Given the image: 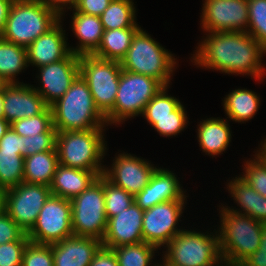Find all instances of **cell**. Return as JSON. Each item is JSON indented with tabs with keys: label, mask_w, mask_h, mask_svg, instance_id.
Returning <instances> with one entry per match:
<instances>
[{
	"label": "cell",
	"mask_w": 266,
	"mask_h": 266,
	"mask_svg": "<svg viewBox=\"0 0 266 266\" xmlns=\"http://www.w3.org/2000/svg\"><path fill=\"white\" fill-rule=\"evenodd\" d=\"M202 39L191 57L193 65L229 75H251L263 81L265 68L261 58L266 49L249 33L211 32Z\"/></svg>",
	"instance_id": "6da1fadb"
},
{
	"label": "cell",
	"mask_w": 266,
	"mask_h": 266,
	"mask_svg": "<svg viewBox=\"0 0 266 266\" xmlns=\"http://www.w3.org/2000/svg\"><path fill=\"white\" fill-rule=\"evenodd\" d=\"M57 132L103 129L105 116L96 107L87 82L79 75L66 93L51 106Z\"/></svg>",
	"instance_id": "7a4b0ae2"
},
{
	"label": "cell",
	"mask_w": 266,
	"mask_h": 266,
	"mask_svg": "<svg viewBox=\"0 0 266 266\" xmlns=\"http://www.w3.org/2000/svg\"><path fill=\"white\" fill-rule=\"evenodd\" d=\"M220 208H222L220 210ZM219 248L225 264L239 266L260 246L263 223L221 206Z\"/></svg>",
	"instance_id": "3957f363"
},
{
	"label": "cell",
	"mask_w": 266,
	"mask_h": 266,
	"mask_svg": "<svg viewBox=\"0 0 266 266\" xmlns=\"http://www.w3.org/2000/svg\"><path fill=\"white\" fill-rule=\"evenodd\" d=\"M59 20L41 0H14L0 37L27 48Z\"/></svg>",
	"instance_id": "277c9868"
},
{
	"label": "cell",
	"mask_w": 266,
	"mask_h": 266,
	"mask_svg": "<svg viewBox=\"0 0 266 266\" xmlns=\"http://www.w3.org/2000/svg\"><path fill=\"white\" fill-rule=\"evenodd\" d=\"M176 60L174 54L140 28L133 36L120 65L123 70L149 76L159 80L164 86L170 87Z\"/></svg>",
	"instance_id": "5b68a950"
},
{
	"label": "cell",
	"mask_w": 266,
	"mask_h": 266,
	"mask_svg": "<svg viewBox=\"0 0 266 266\" xmlns=\"http://www.w3.org/2000/svg\"><path fill=\"white\" fill-rule=\"evenodd\" d=\"M105 129L57 132L56 150L61 165L88 171H104ZM103 165V166H102Z\"/></svg>",
	"instance_id": "8992f818"
},
{
	"label": "cell",
	"mask_w": 266,
	"mask_h": 266,
	"mask_svg": "<svg viewBox=\"0 0 266 266\" xmlns=\"http://www.w3.org/2000/svg\"><path fill=\"white\" fill-rule=\"evenodd\" d=\"M195 230H182L164 247L162 266H220L224 262L219 248V235ZM212 234V235H211Z\"/></svg>",
	"instance_id": "52a82bcc"
},
{
	"label": "cell",
	"mask_w": 266,
	"mask_h": 266,
	"mask_svg": "<svg viewBox=\"0 0 266 266\" xmlns=\"http://www.w3.org/2000/svg\"><path fill=\"white\" fill-rule=\"evenodd\" d=\"M164 87L157 79L122 69L114 108L105 116L107 124L124 123L142 115L147 103Z\"/></svg>",
	"instance_id": "ba28073f"
},
{
	"label": "cell",
	"mask_w": 266,
	"mask_h": 266,
	"mask_svg": "<svg viewBox=\"0 0 266 266\" xmlns=\"http://www.w3.org/2000/svg\"><path fill=\"white\" fill-rule=\"evenodd\" d=\"M71 202L73 235L103 240L108 218L105 212L104 176L100 175Z\"/></svg>",
	"instance_id": "9c48e42d"
},
{
	"label": "cell",
	"mask_w": 266,
	"mask_h": 266,
	"mask_svg": "<svg viewBox=\"0 0 266 266\" xmlns=\"http://www.w3.org/2000/svg\"><path fill=\"white\" fill-rule=\"evenodd\" d=\"M80 75L87 82L94 103L106 116L113 108L122 67L120 62L93 54L79 55Z\"/></svg>",
	"instance_id": "30bf717a"
},
{
	"label": "cell",
	"mask_w": 266,
	"mask_h": 266,
	"mask_svg": "<svg viewBox=\"0 0 266 266\" xmlns=\"http://www.w3.org/2000/svg\"><path fill=\"white\" fill-rule=\"evenodd\" d=\"M73 235L72 208L68 199L51 194L27 233L31 242L52 244Z\"/></svg>",
	"instance_id": "8fae6325"
},
{
	"label": "cell",
	"mask_w": 266,
	"mask_h": 266,
	"mask_svg": "<svg viewBox=\"0 0 266 266\" xmlns=\"http://www.w3.org/2000/svg\"><path fill=\"white\" fill-rule=\"evenodd\" d=\"M51 194L48 186L22 182L4 191V211L28 233Z\"/></svg>",
	"instance_id": "7c38bea8"
},
{
	"label": "cell",
	"mask_w": 266,
	"mask_h": 266,
	"mask_svg": "<svg viewBox=\"0 0 266 266\" xmlns=\"http://www.w3.org/2000/svg\"><path fill=\"white\" fill-rule=\"evenodd\" d=\"M186 204V199H175L158 203L144 210L142 219V236L144 242L157 248L165 247L176 234L178 221Z\"/></svg>",
	"instance_id": "4fadbf2b"
},
{
	"label": "cell",
	"mask_w": 266,
	"mask_h": 266,
	"mask_svg": "<svg viewBox=\"0 0 266 266\" xmlns=\"http://www.w3.org/2000/svg\"><path fill=\"white\" fill-rule=\"evenodd\" d=\"M201 12L204 32H247L248 0H205Z\"/></svg>",
	"instance_id": "5bb4252c"
},
{
	"label": "cell",
	"mask_w": 266,
	"mask_h": 266,
	"mask_svg": "<svg viewBox=\"0 0 266 266\" xmlns=\"http://www.w3.org/2000/svg\"><path fill=\"white\" fill-rule=\"evenodd\" d=\"M38 70L36 78L41 85L33 88L43 97L44 102L51 106L80 75L79 55L70 52L64 59L40 66Z\"/></svg>",
	"instance_id": "9a60e30c"
},
{
	"label": "cell",
	"mask_w": 266,
	"mask_h": 266,
	"mask_svg": "<svg viewBox=\"0 0 266 266\" xmlns=\"http://www.w3.org/2000/svg\"><path fill=\"white\" fill-rule=\"evenodd\" d=\"M145 160L133 154L119 153L115 156L112 167H104L103 176L135 197L149 184L151 176L157 169Z\"/></svg>",
	"instance_id": "2e32d148"
},
{
	"label": "cell",
	"mask_w": 266,
	"mask_h": 266,
	"mask_svg": "<svg viewBox=\"0 0 266 266\" xmlns=\"http://www.w3.org/2000/svg\"><path fill=\"white\" fill-rule=\"evenodd\" d=\"M47 107L33 85L23 82L4 84L3 118L10 124L19 119L37 116Z\"/></svg>",
	"instance_id": "e0dca14e"
},
{
	"label": "cell",
	"mask_w": 266,
	"mask_h": 266,
	"mask_svg": "<svg viewBox=\"0 0 266 266\" xmlns=\"http://www.w3.org/2000/svg\"><path fill=\"white\" fill-rule=\"evenodd\" d=\"M144 210L135 202L117 215L108 218L102 246L114 248L144 242L142 219Z\"/></svg>",
	"instance_id": "ac0fdd59"
},
{
	"label": "cell",
	"mask_w": 266,
	"mask_h": 266,
	"mask_svg": "<svg viewBox=\"0 0 266 266\" xmlns=\"http://www.w3.org/2000/svg\"><path fill=\"white\" fill-rule=\"evenodd\" d=\"M62 18L46 33L32 42L27 49L28 66L37 68L64 59L69 53V44L65 30L62 27Z\"/></svg>",
	"instance_id": "d6986e66"
},
{
	"label": "cell",
	"mask_w": 266,
	"mask_h": 266,
	"mask_svg": "<svg viewBox=\"0 0 266 266\" xmlns=\"http://www.w3.org/2000/svg\"><path fill=\"white\" fill-rule=\"evenodd\" d=\"M186 197V191L182 189L176 175L168 169L158 167L149 184L134 197V202L143 210H147L158 203Z\"/></svg>",
	"instance_id": "ffe728a7"
},
{
	"label": "cell",
	"mask_w": 266,
	"mask_h": 266,
	"mask_svg": "<svg viewBox=\"0 0 266 266\" xmlns=\"http://www.w3.org/2000/svg\"><path fill=\"white\" fill-rule=\"evenodd\" d=\"M50 245L54 266H89L102 241L72 235Z\"/></svg>",
	"instance_id": "44dd1931"
},
{
	"label": "cell",
	"mask_w": 266,
	"mask_h": 266,
	"mask_svg": "<svg viewBox=\"0 0 266 266\" xmlns=\"http://www.w3.org/2000/svg\"><path fill=\"white\" fill-rule=\"evenodd\" d=\"M103 171H88L57 165L50 190L53 195L72 200L86 190Z\"/></svg>",
	"instance_id": "7402d4cb"
},
{
	"label": "cell",
	"mask_w": 266,
	"mask_h": 266,
	"mask_svg": "<svg viewBox=\"0 0 266 266\" xmlns=\"http://www.w3.org/2000/svg\"><path fill=\"white\" fill-rule=\"evenodd\" d=\"M71 28L79 40L74 48L69 46L70 52L77 55L93 54L101 44L104 33L99 16L87 15L73 9Z\"/></svg>",
	"instance_id": "603a6c76"
},
{
	"label": "cell",
	"mask_w": 266,
	"mask_h": 266,
	"mask_svg": "<svg viewBox=\"0 0 266 266\" xmlns=\"http://www.w3.org/2000/svg\"><path fill=\"white\" fill-rule=\"evenodd\" d=\"M227 189L233 200L242 209L234 210L227 206L231 211L249 215L258 222L266 224V197L255 191L239 176L233 177V180L231 179L227 183Z\"/></svg>",
	"instance_id": "cb8c5ba5"
},
{
	"label": "cell",
	"mask_w": 266,
	"mask_h": 266,
	"mask_svg": "<svg viewBox=\"0 0 266 266\" xmlns=\"http://www.w3.org/2000/svg\"><path fill=\"white\" fill-rule=\"evenodd\" d=\"M226 118H207L200 121L197 137L202 151L209 156L223 154L231 142V130Z\"/></svg>",
	"instance_id": "d4e9b609"
},
{
	"label": "cell",
	"mask_w": 266,
	"mask_h": 266,
	"mask_svg": "<svg viewBox=\"0 0 266 266\" xmlns=\"http://www.w3.org/2000/svg\"><path fill=\"white\" fill-rule=\"evenodd\" d=\"M58 164L56 147L25 157L23 182L50 187Z\"/></svg>",
	"instance_id": "484cf974"
},
{
	"label": "cell",
	"mask_w": 266,
	"mask_h": 266,
	"mask_svg": "<svg viewBox=\"0 0 266 266\" xmlns=\"http://www.w3.org/2000/svg\"><path fill=\"white\" fill-rule=\"evenodd\" d=\"M260 96L247 89H235L225 96L223 107L227 118L244 123L252 119L260 106Z\"/></svg>",
	"instance_id": "4316f807"
},
{
	"label": "cell",
	"mask_w": 266,
	"mask_h": 266,
	"mask_svg": "<svg viewBox=\"0 0 266 266\" xmlns=\"http://www.w3.org/2000/svg\"><path fill=\"white\" fill-rule=\"evenodd\" d=\"M27 67V49L0 37V79L5 84L21 83L16 76Z\"/></svg>",
	"instance_id": "83f0119b"
},
{
	"label": "cell",
	"mask_w": 266,
	"mask_h": 266,
	"mask_svg": "<svg viewBox=\"0 0 266 266\" xmlns=\"http://www.w3.org/2000/svg\"><path fill=\"white\" fill-rule=\"evenodd\" d=\"M140 28H119L104 30L102 41L94 56L121 62L125 57L133 36Z\"/></svg>",
	"instance_id": "f1b7e54d"
},
{
	"label": "cell",
	"mask_w": 266,
	"mask_h": 266,
	"mask_svg": "<svg viewBox=\"0 0 266 266\" xmlns=\"http://www.w3.org/2000/svg\"><path fill=\"white\" fill-rule=\"evenodd\" d=\"M133 0H112L99 16L104 30L119 28H141L136 22Z\"/></svg>",
	"instance_id": "f546056e"
},
{
	"label": "cell",
	"mask_w": 266,
	"mask_h": 266,
	"mask_svg": "<svg viewBox=\"0 0 266 266\" xmlns=\"http://www.w3.org/2000/svg\"><path fill=\"white\" fill-rule=\"evenodd\" d=\"M116 254L117 262L119 266H150L152 259L155 255V251L158 248L152 244L146 242H140L136 244L123 245L112 248ZM153 264L151 266H159Z\"/></svg>",
	"instance_id": "4dcf8cb0"
},
{
	"label": "cell",
	"mask_w": 266,
	"mask_h": 266,
	"mask_svg": "<svg viewBox=\"0 0 266 266\" xmlns=\"http://www.w3.org/2000/svg\"><path fill=\"white\" fill-rule=\"evenodd\" d=\"M24 157L20 151L0 150V189L7 190L23 182Z\"/></svg>",
	"instance_id": "1f68e13d"
},
{
	"label": "cell",
	"mask_w": 266,
	"mask_h": 266,
	"mask_svg": "<svg viewBox=\"0 0 266 266\" xmlns=\"http://www.w3.org/2000/svg\"><path fill=\"white\" fill-rule=\"evenodd\" d=\"M255 152L253 160L245 161L243 175L239 176L255 191L266 197V151L260 146Z\"/></svg>",
	"instance_id": "d6a6232c"
},
{
	"label": "cell",
	"mask_w": 266,
	"mask_h": 266,
	"mask_svg": "<svg viewBox=\"0 0 266 266\" xmlns=\"http://www.w3.org/2000/svg\"><path fill=\"white\" fill-rule=\"evenodd\" d=\"M19 136H34L46 131H57L53 126L52 111L48 106L41 114L19 119L10 124Z\"/></svg>",
	"instance_id": "836d02e7"
},
{
	"label": "cell",
	"mask_w": 266,
	"mask_h": 266,
	"mask_svg": "<svg viewBox=\"0 0 266 266\" xmlns=\"http://www.w3.org/2000/svg\"><path fill=\"white\" fill-rule=\"evenodd\" d=\"M164 86L145 106L142 116L144 118L175 117V110L181 105L176 97L167 94Z\"/></svg>",
	"instance_id": "e575fe53"
},
{
	"label": "cell",
	"mask_w": 266,
	"mask_h": 266,
	"mask_svg": "<svg viewBox=\"0 0 266 266\" xmlns=\"http://www.w3.org/2000/svg\"><path fill=\"white\" fill-rule=\"evenodd\" d=\"M247 33L266 49V0H248Z\"/></svg>",
	"instance_id": "d590c367"
},
{
	"label": "cell",
	"mask_w": 266,
	"mask_h": 266,
	"mask_svg": "<svg viewBox=\"0 0 266 266\" xmlns=\"http://www.w3.org/2000/svg\"><path fill=\"white\" fill-rule=\"evenodd\" d=\"M105 212L107 218L117 215L134 203V196L104 177Z\"/></svg>",
	"instance_id": "8d00e7d4"
},
{
	"label": "cell",
	"mask_w": 266,
	"mask_h": 266,
	"mask_svg": "<svg viewBox=\"0 0 266 266\" xmlns=\"http://www.w3.org/2000/svg\"><path fill=\"white\" fill-rule=\"evenodd\" d=\"M160 136L172 137L179 134L187 127L188 117L185 107L181 104L175 110V117L145 118Z\"/></svg>",
	"instance_id": "74e56055"
},
{
	"label": "cell",
	"mask_w": 266,
	"mask_h": 266,
	"mask_svg": "<svg viewBox=\"0 0 266 266\" xmlns=\"http://www.w3.org/2000/svg\"><path fill=\"white\" fill-rule=\"evenodd\" d=\"M50 244L29 241L22 255V266H54Z\"/></svg>",
	"instance_id": "f35d334b"
},
{
	"label": "cell",
	"mask_w": 266,
	"mask_h": 266,
	"mask_svg": "<svg viewBox=\"0 0 266 266\" xmlns=\"http://www.w3.org/2000/svg\"><path fill=\"white\" fill-rule=\"evenodd\" d=\"M29 241L25 233L17 241L0 244V266H22V255Z\"/></svg>",
	"instance_id": "ab89813d"
},
{
	"label": "cell",
	"mask_w": 266,
	"mask_h": 266,
	"mask_svg": "<svg viewBox=\"0 0 266 266\" xmlns=\"http://www.w3.org/2000/svg\"><path fill=\"white\" fill-rule=\"evenodd\" d=\"M56 135L57 131H46L34 136H23L25 157L53 150L56 146Z\"/></svg>",
	"instance_id": "60d3db41"
},
{
	"label": "cell",
	"mask_w": 266,
	"mask_h": 266,
	"mask_svg": "<svg viewBox=\"0 0 266 266\" xmlns=\"http://www.w3.org/2000/svg\"><path fill=\"white\" fill-rule=\"evenodd\" d=\"M25 232L3 211L0 214V244L19 240Z\"/></svg>",
	"instance_id": "b9f144b4"
},
{
	"label": "cell",
	"mask_w": 266,
	"mask_h": 266,
	"mask_svg": "<svg viewBox=\"0 0 266 266\" xmlns=\"http://www.w3.org/2000/svg\"><path fill=\"white\" fill-rule=\"evenodd\" d=\"M111 1L112 0H77L72 9L83 14L100 16Z\"/></svg>",
	"instance_id": "7bdbcfd3"
},
{
	"label": "cell",
	"mask_w": 266,
	"mask_h": 266,
	"mask_svg": "<svg viewBox=\"0 0 266 266\" xmlns=\"http://www.w3.org/2000/svg\"><path fill=\"white\" fill-rule=\"evenodd\" d=\"M24 146L23 136H19L11 126L0 139V150L20 151V155L25 158Z\"/></svg>",
	"instance_id": "ee69618b"
},
{
	"label": "cell",
	"mask_w": 266,
	"mask_h": 266,
	"mask_svg": "<svg viewBox=\"0 0 266 266\" xmlns=\"http://www.w3.org/2000/svg\"><path fill=\"white\" fill-rule=\"evenodd\" d=\"M239 266H266V224H263L262 238L259 248Z\"/></svg>",
	"instance_id": "f6af8a7d"
},
{
	"label": "cell",
	"mask_w": 266,
	"mask_h": 266,
	"mask_svg": "<svg viewBox=\"0 0 266 266\" xmlns=\"http://www.w3.org/2000/svg\"><path fill=\"white\" fill-rule=\"evenodd\" d=\"M89 266H119L113 249L101 246Z\"/></svg>",
	"instance_id": "bcb514c9"
},
{
	"label": "cell",
	"mask_w": 266,
	"mask_h": 266,
	"mask_svg": "<svg viewBox=\"0 0 266 266\" xmlns=\"http://www.w3.org/2000/svg\"><path fill=\"white\" fill-rule=\"evenodd\" d=\"M41 1L48 8L54 10L60 16V18H63L62 16L65 15L64 11L66 7H67V10L68 9L72 10L77 0H41Z\"/></svg>",
	"instance_id": "7dc6e473"
},
{
	"label": "cell",
	"mask_w": 266,
	"mask_h": 266,
	"mask_svg": "<svg viewBox=\"0 0 266 266\" xmlns=\"http://www.w3.org/2000/svg\"><path fill=\"white\" fill-rule=\"evenodd\" d=\"M14 0H0V36L4 30L5 22L8 17L9 9Z\"/></svg>",
	"instance_id": "c3c4849f"
},
{
	"label": "cell",
	"mask_w": 266,
	"mask_h": 266,
	"mask_svg": "<svg viewBox=\"0 0 266 266\" xmlns=\"http://www.w3.org/2000/svg\"><path fill=\"white\" fill-rule=\"evenodd\" d=\"M10 128V123L4 118H0V139L5 135L6 131Z\"/></svg>",
	"instance_id": "681fc988"
},
{
	"label": "cell",
	"mask_w": 266,
	"mask_h": 266,
	"mask_svg": "<svg viewBox=\"0 0 266 266\" xmlns=\"http://www.w3.org/2000/svg\"><path fill=\"white\" fill-rule=\"evenodd\" d=\"M3 101H4V85L0 88V118H3L4 116Z\"/></svg>",
	"instance_id": "f907efd6"
},
{
	"label": "cell",
	"mask_w": 266,
	"mask_h": 266,
	"mask_svg": "<svg viewBox=\"0 0 266 266\" xmlns=\"http://www.w3.org/2000/svg\"><path fill=\"white\" fill-rule=\"evenodd\" d=\"M4 211V190L0 189V214Z\"/></svg>",
	"instance_id": "816d5d0a"
},
{
	"label": "cell",
	"mask_w": 266,
	"mask_h": 266,
	"mask_svg": "<svg viewBox=\"0 0 266 266\" xmlns=\"http://www.w3.org/2000/svg\"><path fill=\"white\" fill-rule=\"evenodd\" d=\"M5 83L0 79V88L4 85Z\"/></svg>",
	"instance_id": "f5cc1de1"
},
{
	"label": "cell",
	"mask_w": 266,
	"mask_h": 266,
	"mask_svg": "<svg viewBox=\"0 0 266 266\" xmlns=\"http://www.w3.org/2000/svg\"><path fill=\"white\" fill-rule=\"evenodd\" d=\"M220 266H233V265H228V264L223 263V264L220 265Z\"/></svg>",
	"instance_id": "db71d44e"
}]
</instances>
